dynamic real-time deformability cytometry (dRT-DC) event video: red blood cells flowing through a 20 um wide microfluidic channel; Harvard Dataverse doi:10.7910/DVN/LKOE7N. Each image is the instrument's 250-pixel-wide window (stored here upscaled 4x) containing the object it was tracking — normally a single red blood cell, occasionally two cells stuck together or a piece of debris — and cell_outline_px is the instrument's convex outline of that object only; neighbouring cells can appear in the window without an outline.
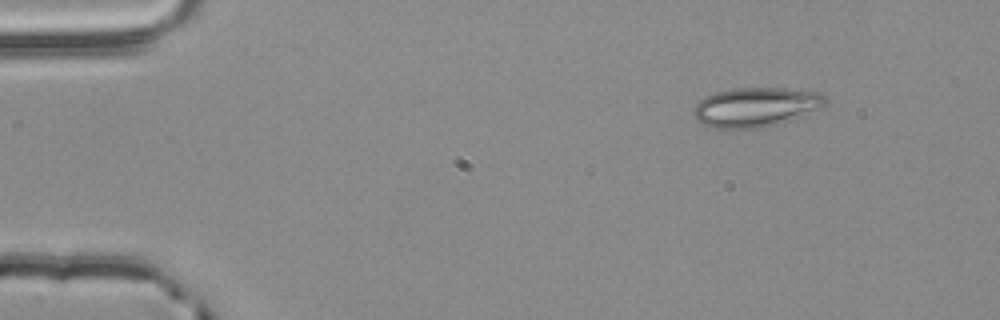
{"species": "common noctule bat (a hibernating species)", "species_latin": "Nyctalus noctula", "temperature_condition": "room temperature", "stored_images_in_passage": 3, "camera_frame_rate_fps": 3000, "um_per_image_px": 0.085, "animal": {"sex": "male", "body_mass_g": 20.4}, "frame": {"image": 1, "passage_image": 1, "time_ms": 0.0, "image_size_px": [1000, 320], "cell_outline_px": [[828, 104], [824, 108], [776, 124], [756, 128], [712, 128], [704, 124], [692, 112], [692, 108], [704, 96], [716, 92], [732, 88], [784, 88], [820, 92], [828, 100]], "centroid_in_image_um": [64.28, 9.08], "position_along_channel_um": 20.7, "area_um2": 30.29}}